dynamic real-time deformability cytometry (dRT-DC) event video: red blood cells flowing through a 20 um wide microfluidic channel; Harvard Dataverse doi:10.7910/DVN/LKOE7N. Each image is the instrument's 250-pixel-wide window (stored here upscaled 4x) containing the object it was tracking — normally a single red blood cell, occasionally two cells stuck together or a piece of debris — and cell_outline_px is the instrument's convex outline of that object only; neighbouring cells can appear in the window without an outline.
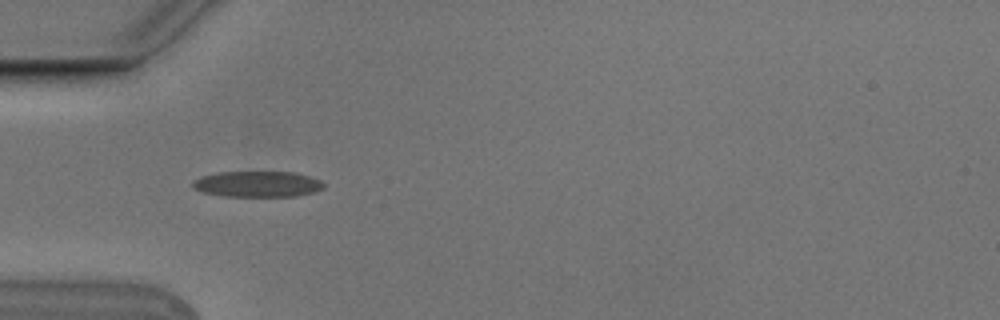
{"species": "Egyptian fruit bat (a non-hibernating species)", "species_latin": "Rousettus aegyptiacus", "temperature_condition": "cold", "stored_images_in_passage": 5, "camera_frame_rate_fps": 3000, "um_per_image_px": 0.085, "animal": {"sex": "male"}, "frame": {"image": 1, "passage_image": 4, "time_ms": 1.0, "image_size_px": [1000, 320], "cell_outline_px": [[324, 188], [316, 192], [296, 196], [224, 196], [204, 192], [192, 188], [192, 180], [200, 176], [220, 172], [296, 172], [320, 180], [324, 184]], "centroid_in_image_um": [21.88, 15.64], "position_along_channel_um": 63.1, "area_um2": 19.83}}